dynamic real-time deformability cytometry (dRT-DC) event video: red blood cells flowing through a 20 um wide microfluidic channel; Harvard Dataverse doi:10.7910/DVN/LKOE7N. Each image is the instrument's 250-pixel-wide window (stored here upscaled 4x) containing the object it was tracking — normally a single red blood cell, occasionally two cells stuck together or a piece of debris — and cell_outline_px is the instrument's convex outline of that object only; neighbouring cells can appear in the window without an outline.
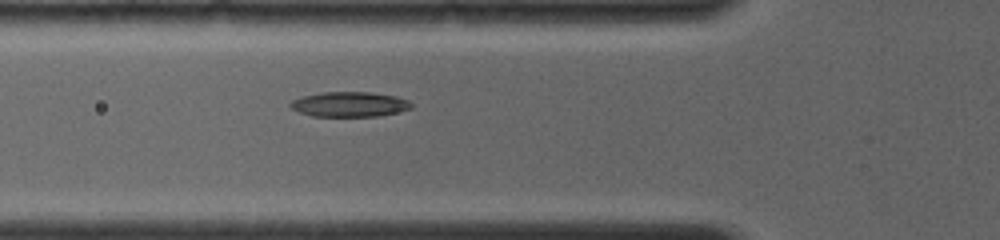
{"species": "common noctule bat (a hibernating species)", "species_latin": "Nyctalus noctula", "temperature_condition": "room temperature", "stored_images_in_passage": 20, "camera_frame_rate_fps": 4000, "um_per_image_px": 0.085, "animal": {"sex": "female", "body_mass_g": 19.0, "forearm_length_mm": 56.7}, "frame": {"image": 1, "passage_image": 5, "time_ms": 3.5, "image_size_px": [1000, 240], "cell_outline_px": [[412, 108], [380, 116], [312, 116], [300, 112], [292, 108], [288, 104], [292, 100], [304, 96], [324, 92], [368, 92], [396, 96], [408, 100], [412, 104]], "centroid_in_image_um": [29.72, 8.86], "position_along_channel_um": 96.1, "area_um2": 17.46}}
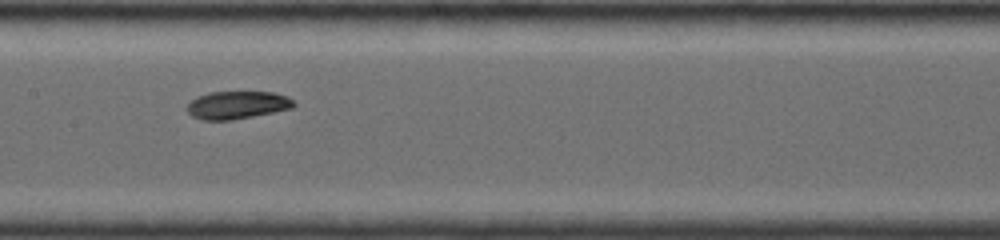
{"frame": {"image": 2, "passage_image": 9, "time_ms": 5.75, "image_size_px": [1000, 240], "cell_outline_px": [[296, 104], [292, 108], [232, 120], [200, 120], [192, 116], [188, 112], [188, 104], [196, 96], [208, 92], [272, 92], [288, 96]], "centroid_in_image_um": [20.14, 8.92], "position_along_channel_um": 187.3, "area_um2": 17.22}}
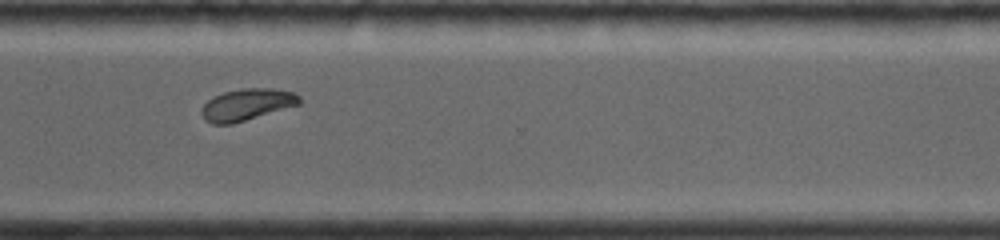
{"frame": {"image": 3, "passage_image": 16, "time_ms": 9.75, "image_size_px": [1000, 240], "cell_outline_px": [[300, 104], [232, 124], [212, 124], [204, 120], [200, 112], [200, 108], [212, 96], [224, 92], [240, 88], [272, 88], [292, 92], [300, 96]], "centroid_in_image_um": [20.93, 8.89], "position_along_channel_um": 349.7, "area_um2": 18.15}, "authors_computed_cell_mechanics": {"area_um2": 17.6579, "velocity_mm_per_s": 4.0535, "shape_relaxation_time_tau1_ms": 3.9504, "shape_relaxation_time_tau2_ms": 1.8729, "deformation_change_tau1": 0.1533, "deformation_change_tau2": 0.0606}}